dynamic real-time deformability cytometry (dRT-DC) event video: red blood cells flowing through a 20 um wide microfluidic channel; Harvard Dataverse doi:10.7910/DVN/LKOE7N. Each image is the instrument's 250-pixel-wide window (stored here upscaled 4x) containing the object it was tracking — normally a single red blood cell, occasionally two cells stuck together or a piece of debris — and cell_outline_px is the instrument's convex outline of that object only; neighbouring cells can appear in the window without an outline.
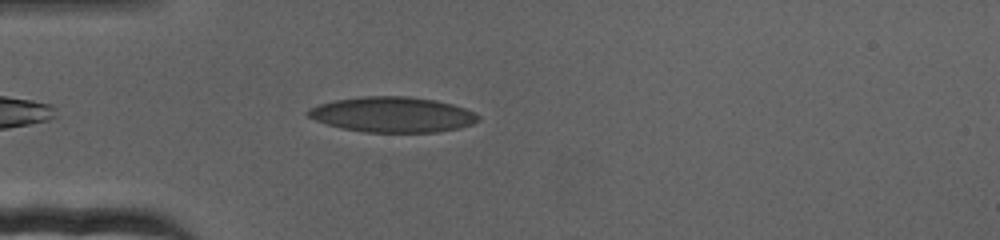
{"species": "human", "species_latin": "Homo sapiens", "temperature_condition": "cold", "stored_images_in_passage": 58, "camera_frame_rate_fps": 3000, "um_per_image_px": 0.085, "donor": {"sex": "female"}, "frame": {"image": 1, "passage_image": 5, "time_ms": 1.333, "image_size_px": [1000, 240], "cell_outline_px": [[480, 120], [472, 124], [460, 128], [436, 132], [364, 132], [340, 128], [316, 120], [308, 116], [304, 112], [308, 108], [320, 104], [336, 100], [360, 96], [408, 96], [436, 100], [452, 104], [476, 112], [480, 116]], "centroid_in_image_um": [33.38, 9.74], "position_along_channel_um": 51.6, "area_um2": 35.26}}
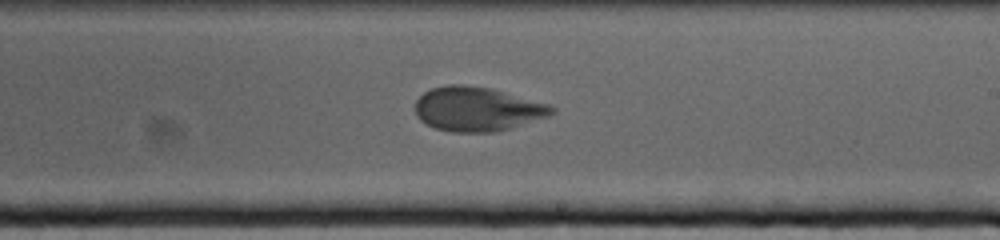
{"frame": {"image": 2, "passage_image": 28, "time_ms": 9.0, "image_size_px": [1000, 240], "cell_outline_px": [[556, 112], [548, 116], [496, 132], [452, 132], [436, 128], [420, 120], [416, 116], [416, 100], [424, 92], [432, 88], [448, 84], [464, 84], [492, 88], [548, 104], [556, 108]], "centroid_in_image_um": [40.56, 9.26], "position_along_channel_um": 248.4, "area_um2": 35.14}}
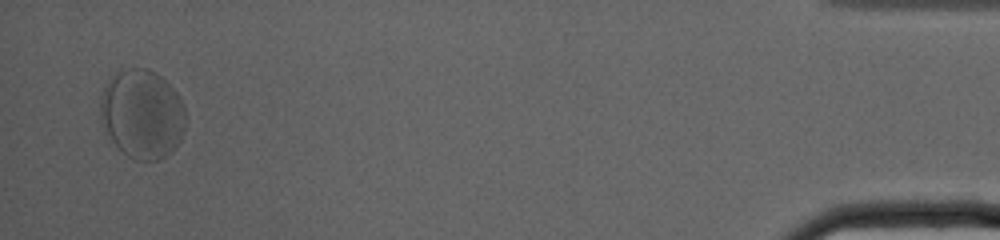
{"frame": {"image": 3, "passage_image": 56, "time_ms": 18.333, "image_size_px": [1000, 240], "cell_outline_px": [[184, 132], [176, 148], [168, 156], [160, 160], [136, 160], [128, 156], [112, 140], [104, 128], [100, 120], [100, 100], [104, 88], [108, 80], [120, 72], [128, 68], [148, 68], [160, 76], [180, 96], [184, 104]], "centroid_in_image_um": [12.1, 9.71], "position_along_channel_um": 423.1, "area_um2": 44.16}}